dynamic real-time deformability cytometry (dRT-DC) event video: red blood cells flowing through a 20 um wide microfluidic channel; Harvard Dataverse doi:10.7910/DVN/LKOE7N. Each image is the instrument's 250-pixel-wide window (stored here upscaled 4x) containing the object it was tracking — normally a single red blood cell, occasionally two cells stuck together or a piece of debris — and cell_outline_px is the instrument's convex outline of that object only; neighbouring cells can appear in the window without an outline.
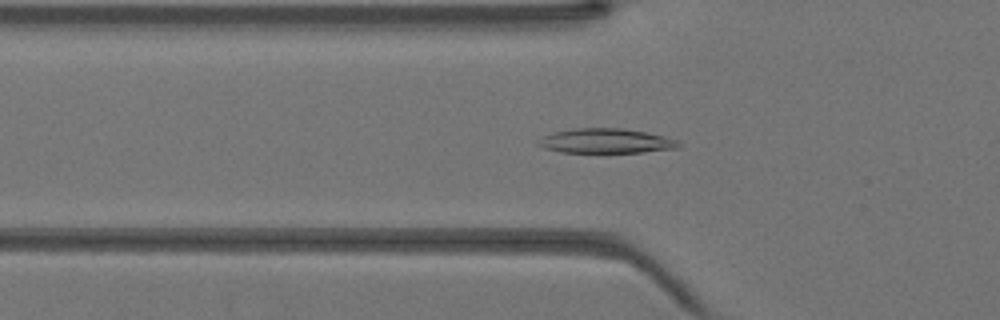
{"species": "Egyptian fruit bat (a non-hibernating species)", "species_latin": "Rousettus aegyptiacus", "temperature_condition": "warm", "stored_images_in_passage": 45, "camera_frame_rate_fps": 3000, "um_per_image_px": 0.085, "animal": {"sex": "female"}, "frame": {"image": 1, "passage_image": 15, "time_ms": 4.667, "image_size_px": [1000, 320], "cell_outline_px": [[680, 148], [644, 152], [560, 152], [544, 148], [536, 144], [536, 140], [552, 132], [576, 128], [624, 128], [648, 132], [664, 136], [676, 140], [680, 144]], "centroid_in_image_um": [51.49, 11.97], "position_along_channel_um": 74.3, "area_um2": 20.29}}
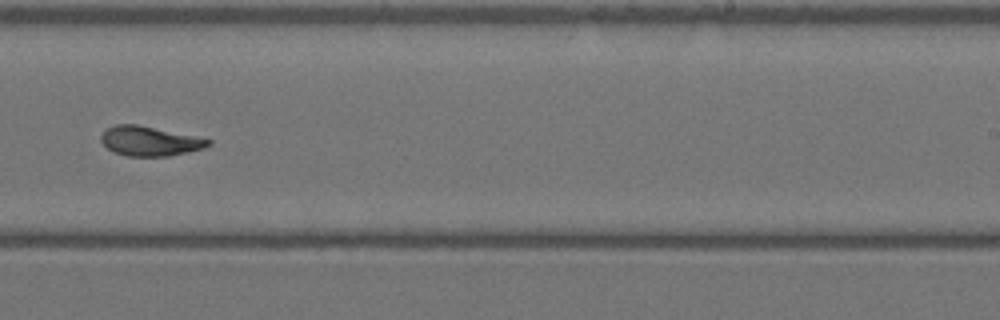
{"frame": {"image": 2, "passage_image": 28, "time_ms": 9.0, "image_size_px": [1000, 320], "cell_outline_px": [[212, 144], [204, 148], [188, 152], [168, 156], [128, 156], [112, 152], [100, 140], [100, 136], [108, 128], [116, 124], [136, 124], [212, 140]], "centroid_in_image_um": [12.71, 12.0], "position_along_channel_um": 276.3, "area_um2": 18.26}}
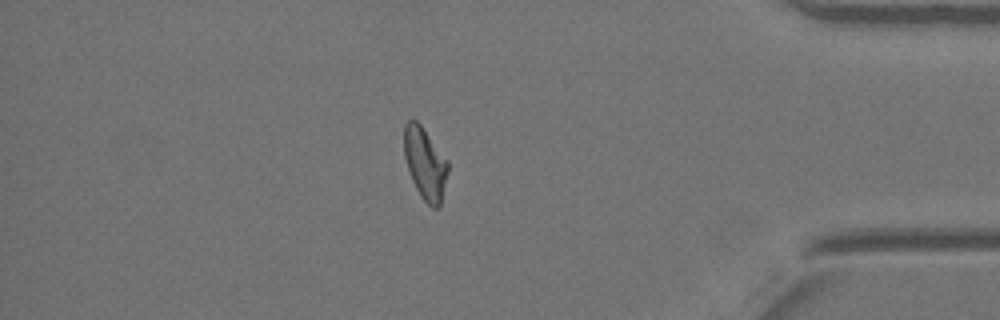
{"frame": {"image": 3, "passage_image": 38, "time_ms": 12.333, "image_size_px": [1000, 320], "cell_outline_px": [[448, 172], [440, 208], [432, 208], [420, 196], [412, 180], [404, 156], [404, 124], [408, 120], [416, 120], [420, 124], [448, 160]], "centroid_in_image_um": [36.14, 13.91], "position_along_channel_um": 399.1, "area_um2": 18.38}}